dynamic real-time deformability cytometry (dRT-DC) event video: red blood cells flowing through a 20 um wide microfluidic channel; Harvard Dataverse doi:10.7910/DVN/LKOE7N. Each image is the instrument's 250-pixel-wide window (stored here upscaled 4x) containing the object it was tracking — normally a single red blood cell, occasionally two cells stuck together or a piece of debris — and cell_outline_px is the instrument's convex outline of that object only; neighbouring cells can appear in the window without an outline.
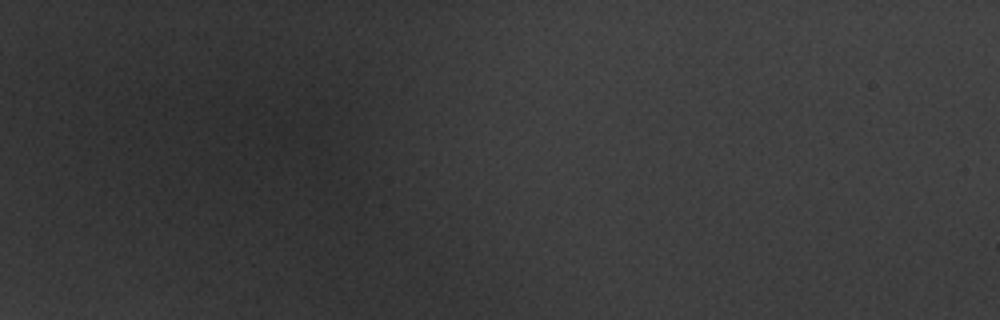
{"species": "common noctule bat (a hibernating species)", "species_latin": "Nyctalus noctula", "temperature_condition": "warm", "stored_images_in_passage": 1, "camera_frame_rate_fps": 3000, "um_per_image_px": 0.085, "animal": {"sex": "male", "body_mass_g": 20.1, "forearm_length_mm": 53.5}, "frame": {"image": 1, "passage_image": 1, "time_ms": 0.0, "image_size_px": [1000, 320], "cell_outline_px": [[356, 188], [348, 192], [316, 188], [264, 156], [264, 144], [280, 128], [300, 116], [324, 124], [332, 128], [348, 140], [356, 180]], "centroid_in_image_um": [26.64, 13.13], "position_along_channel_um": 58.4, "area_um2": 33.35}}